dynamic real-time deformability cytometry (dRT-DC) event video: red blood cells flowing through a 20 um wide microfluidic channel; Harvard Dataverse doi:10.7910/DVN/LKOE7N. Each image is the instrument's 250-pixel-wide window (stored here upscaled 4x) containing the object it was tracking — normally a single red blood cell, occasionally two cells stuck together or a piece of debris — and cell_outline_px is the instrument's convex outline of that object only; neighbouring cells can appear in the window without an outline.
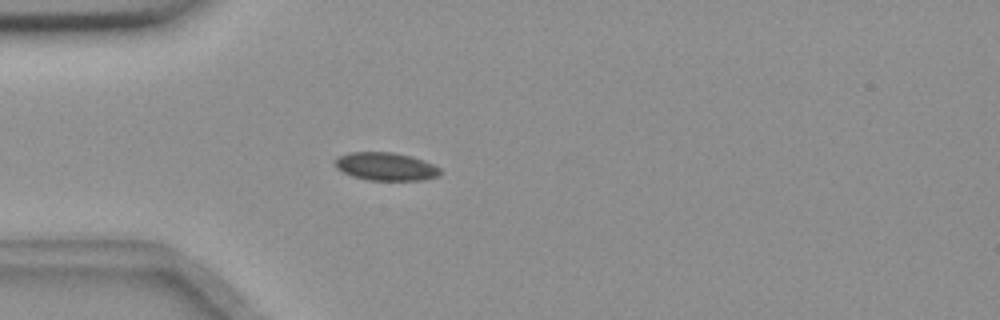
{"species": "common noctule bat (a hibernating species)", "species_latin": "Nyctalus noctula", "temperature_condition": "room temperature", "stored_images_in_passage": 55, "camera_frame_rate_fps": 3000, "um_per_image_px": 0.085, "animal": {"sex": "female", "body_mass_g": 18.4}, "frame": {"image": 1, "passage_image": 15, "time_ms": 4.667, "image_size_px": [1000, 320], "cell_outline_px": [[440, 176], [424, 180], [368, 180], [352, 176], [336, 168], [336, 156], [348, 152], [392, 152], [408, 156], [432, 164], [440, 168]], "centroid_in_image_um": [32.77, 14.16], "position_along_channel_um": 52.2, "area_um2": 17.05}}
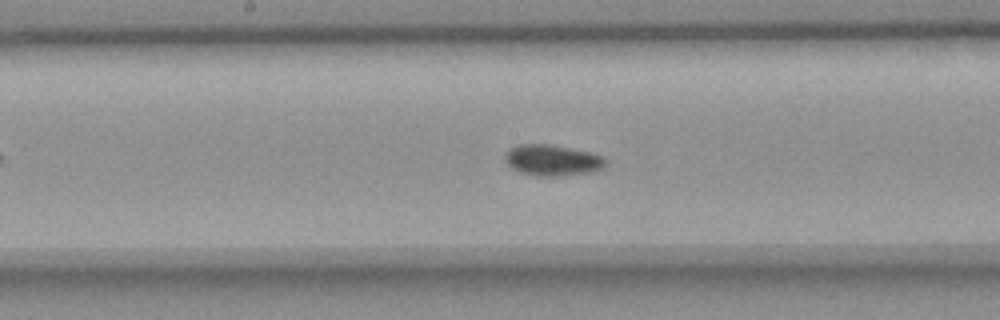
{"frame": {"image": 2, "passage_image": 28, "time_ms": 9.0, "image_size_px": [1000, 320], "cell_outline_px": [[608, 164], [604, 168], [596, 172], [560, 176], [536, 176], [520, 172], [512, 168], [504, 160], [504, 152], [520, 144], [552, 144], [592, 152], [604, 156], [608, 160]], "centroid_in_image_um": [47.03, 13.62], "position_along_channel_um": 201.2, "area_um2": 18.73}}
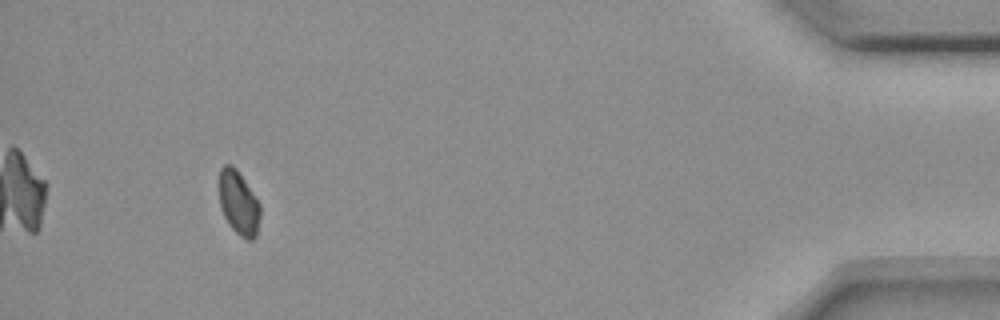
{"frame": {"image": 3, "passage_image": 51, "time_ms": 16.667, "image_size_px": [1000, 320], "cell_outline_px": [[260, 216], [256, 236], [252, 240], [248, 240], [240, 236], [228, 224], [224, 216], [220, 204], [220, 168], [224, 164], [232, 164], [236, 168], [260, 204]], "centroid_in_image_um": [20.29, 17.26], "position_along_channel_um": 414.9, "area_um2": 15.14}}